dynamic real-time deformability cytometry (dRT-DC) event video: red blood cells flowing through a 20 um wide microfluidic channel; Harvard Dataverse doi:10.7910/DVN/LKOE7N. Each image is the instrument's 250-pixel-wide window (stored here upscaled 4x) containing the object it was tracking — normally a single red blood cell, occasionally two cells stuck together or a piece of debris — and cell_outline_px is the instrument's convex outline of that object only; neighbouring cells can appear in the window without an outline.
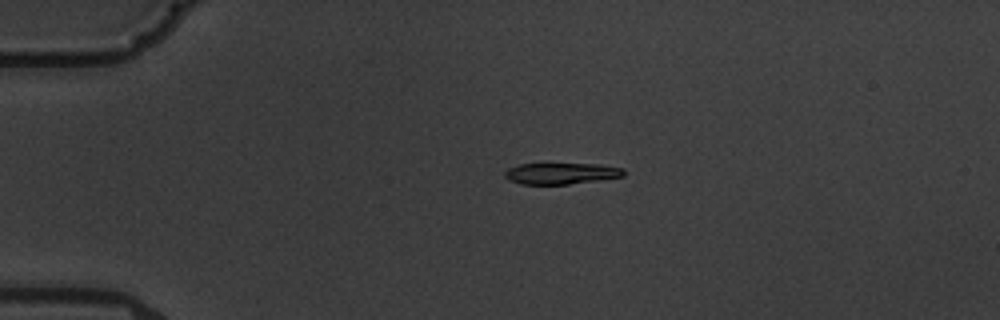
{"species": "common noctule bat (a hibernating species)", "species_latin": "Nyctalus noctula", "temperature_condition": "warm", "stored_images_in_passage": 6, "camera_frame_rate_fps": 3000, "um_per_image_px": 0.085, "animal": {"sex": "male", "body_mass_g": 19.5, "forearm_length_mm": 54.6}, "frame": {"image": 1, "passage_image": 5, "time_ms": 4.333, "image_size_px": [1000, 320], "cell_outline_px": [[624, 176], [568, 184], [520, 184], [508, 180], [504, 176], [504, 172], [508, 168], [520, 164], [600, 164], [624, 168]], "centroid_in_image_um": [47.67, 14.74], "position_along_channel_um": 37.3, "area_um2": 14.68}}